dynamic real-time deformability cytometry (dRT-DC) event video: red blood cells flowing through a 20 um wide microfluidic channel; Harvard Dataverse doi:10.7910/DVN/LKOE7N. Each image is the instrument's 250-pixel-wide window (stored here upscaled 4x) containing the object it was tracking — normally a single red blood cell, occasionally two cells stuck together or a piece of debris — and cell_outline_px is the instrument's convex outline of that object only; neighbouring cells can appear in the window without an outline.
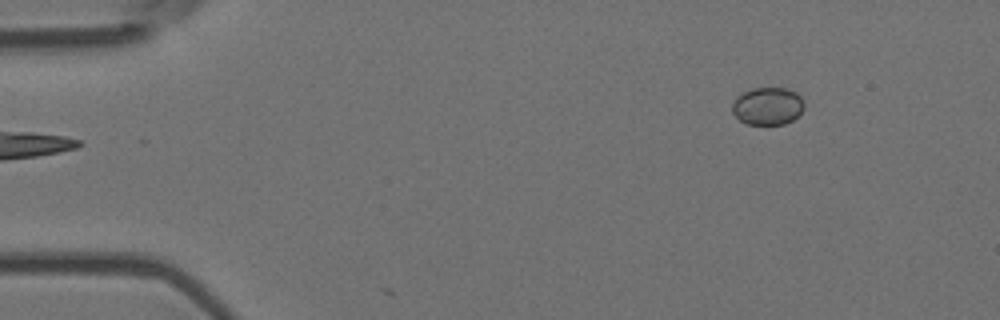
{"species": "Egyptian fruit bat (a non-hibernating species)", "species_latin": "Rousettus aegyptiacus", "temperature_condition": "room temperature", "stored_images_in_passage": 2, "camera_frame_rate_fps": 3000, "um_per_image_px": 0.085, "animal": {"sex": "female"}, "frame": {"image": 1, "passage_image": 2, "time_ms": 0.333, "image_size_px": [1000, 320], "cell_outline_px": [[804, 108], [792, 120], [784, 124], [748, 124], [740, 120], [732, 112], [732, 104], [736, 96], [752, 88], [784, 88], [796, 92], [804, 100]], "centroid_in_image_um": [65.24, 9.01], "position_along_channel_um": 19.8, "area_um2": 15.72}}